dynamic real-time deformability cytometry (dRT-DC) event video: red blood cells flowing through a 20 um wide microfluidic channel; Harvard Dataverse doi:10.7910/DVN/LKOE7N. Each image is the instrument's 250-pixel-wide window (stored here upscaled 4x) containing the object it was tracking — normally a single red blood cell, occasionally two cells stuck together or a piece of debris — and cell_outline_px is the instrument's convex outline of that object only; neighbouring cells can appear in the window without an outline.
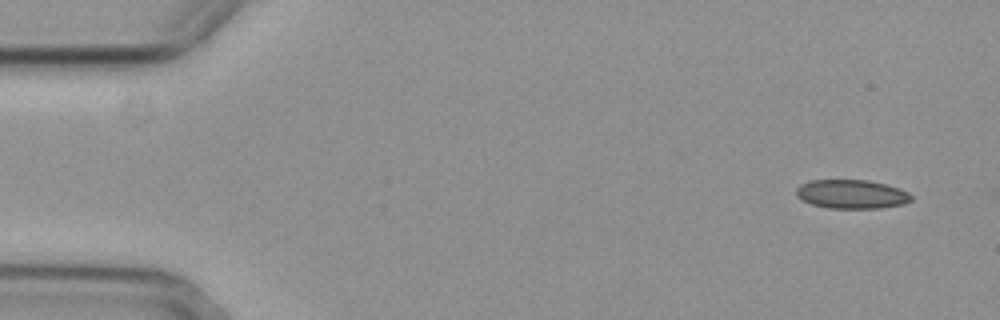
{"species": "common noctule bat (a hibernating species)", "species_latin": "Nyctalus noctula", "temperature_condition": "cold", "stored_images_in_passage": 5, "segment_of_instrument_passage": [1, 2], "camera_frame_rate_fps": 3000, "um_per_image_px": 0.085, "animal": {"sex": "female", "body_mass_g": 29.2, "forearm_length_mm": 56.3}, "frame": {"image": 1, "passage_image": 1, "time_ms": 0.0, "image_size_px": [1000, 320], "cell_outline_px": [[912, 200], [904, 204], [880, 208], [828, 208], [812, 204], [796, 196], [796, 188], [800, 184], [812, 180], [868, 180], [884, 184], [908, 192], [912, 196]], "centroid_in_image_um": [72.38, 16.5], "position_along_channel_um": 12.6, "area_um2": 19.25}}
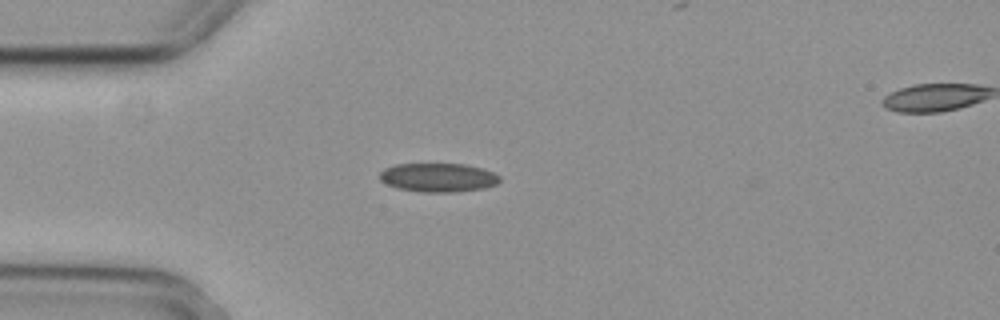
{"frame": {"image": 2, "passage_image": 4, "time_ms": 1.0, "image_size_px": [1000, 320], "cell_outline_px": [[500, 180], [496, 184], [484, 188], [456, 192], [424, 192], [400, 188], [388, 184], [380, 180], [380, 172], [384, 168], [396, 164], [464, 164], [484, 168], [500, 176]], "centroid_in_image_um": [37.27, 15.08], "position_along_channel_um": 47.7, "area_um2": 20.06}}